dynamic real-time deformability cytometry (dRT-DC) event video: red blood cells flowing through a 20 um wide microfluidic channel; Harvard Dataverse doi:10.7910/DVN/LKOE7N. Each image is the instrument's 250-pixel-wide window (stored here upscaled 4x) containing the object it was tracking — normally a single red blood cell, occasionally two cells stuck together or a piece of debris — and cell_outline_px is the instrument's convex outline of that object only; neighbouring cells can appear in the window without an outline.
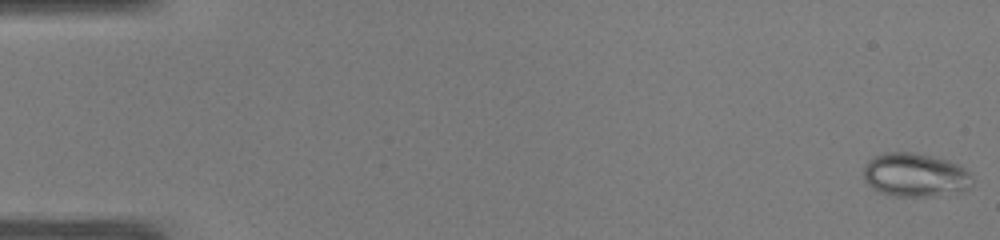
{"species": "common noctule bat (a hibernating species)", "species_latin": "Nyctalus noctula", "temperature_condition": "warm", "stored_images_in_passage": 50, "camera_frame_rate_fps": 3000, "um_per_image_px": 0.085, "animal": {"sex": "male", "body_mass_g": 19.0, "forearm_length_mm": 50.8}, "frame": {"image": 1, "passage_image": 1, "time_ms": 0.0, "image_size_px": [1000, 240], "cell_outline_px": [[972, 188], [960, 192], [928, 196], [892, 196], [880, 192], [872, 188], [864, 180], [864, 168], [868, 160], [884, 152], [912, 152], [932, 156], [948, 160], [960, 164], [968, 168], [972, 176]], "centroid_in_image_um": [77.84, 14.87], "position_along_channel_um": 7.2, "area_um2": 28.09}}
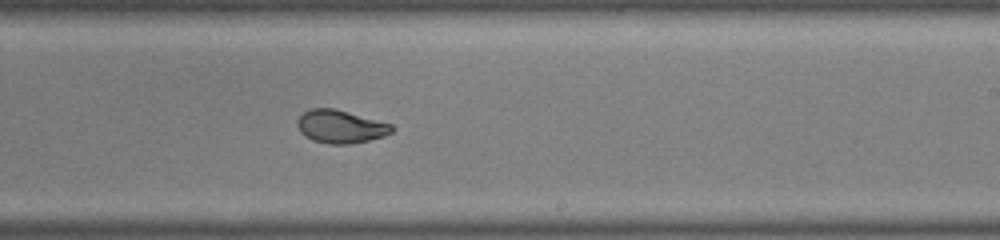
{"frame": {"image": 2, "passage_image": 31, "time_ms": 10.0, "image_size_px": [1000, 240], "cell_outline_px": [[396, 128], [392, 132], [384, 136], [352, 144], [328, 144], [312, 140], [304, 136], [300, 132], [296, 124], [296, 120], [304, 112], [312, 108], [332, 108], [348, 112], [392, 124]], "centroid_in_image_um": [28.93, 10.77], "position_along_channel_um": 260.1, "area_um2": 18.26}}
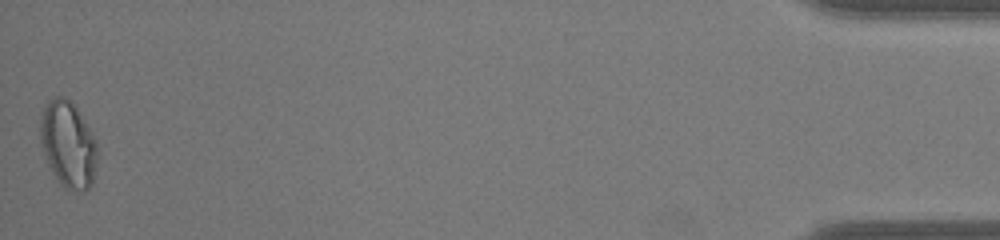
{"frame": {"image": 3, "passage_image": 50, "time_ms": 16.333, "image_size_px": [1000, 240], "cell_outline_px": [[96, 164], [92, 184], [84, 192], [76, 192], [64, 188], [60, 184], [48, 168], [40, 144], [40, 120], [44, 108], [48, 100], [56, 96], [64, 96], [76, 108], [84, 120], [96, 140]], "centroid_in_image_um": [5.76, 12.32], "position_along_channel_um": 429.4, "area_um2": 28.9}, "authors_computed_cell_mechanics": {"area_um2": 22.0507, "velocity_mm_per_s": 4.0921, "shape_relaxation_time_tau1_ms": null, "shape_relaxation_time_tau2_ms": 0.7438, "deformation_change_tau1": null, "deformation_change_tau2": 0.0422}}